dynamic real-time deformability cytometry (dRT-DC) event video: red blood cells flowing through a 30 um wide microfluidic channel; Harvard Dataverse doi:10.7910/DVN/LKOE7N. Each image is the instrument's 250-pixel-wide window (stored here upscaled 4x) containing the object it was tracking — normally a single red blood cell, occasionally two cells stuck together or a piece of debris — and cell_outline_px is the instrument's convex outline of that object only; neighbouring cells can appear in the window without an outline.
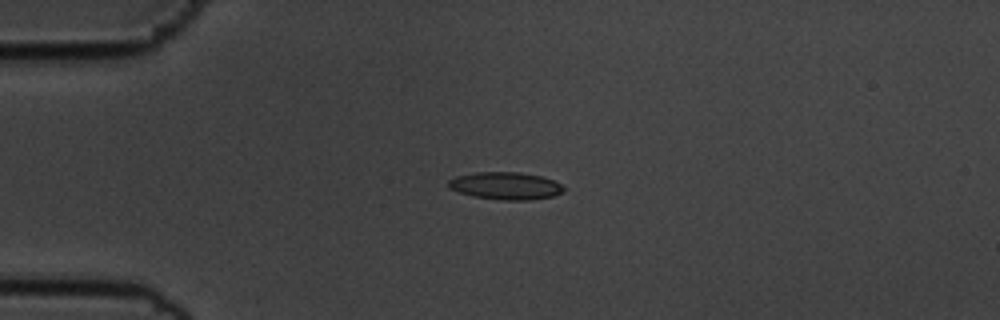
{"species": "common noctule bat (a hibernating species)", "species_latin": "Nyctalus noctula", "temperature_condition": "cold", "stored_images_in_passage": 43, "camera_frame_rate_fps": 3000, "um_per_image_px": 0.085, "animal": {"sex": "male", "body_mass_g": 19.5, "forearm_length_mm": 54.6}, "frame": {"image": 1, "passage_image": 1, "time_ms": 0.0, "image_size_px": [1000, 320], "cell_outline_px": [[564, 192], [552, 196], [528, 200], [500, 200], [472, 196], [448, 188], [448, 180], [456, 176], [476, 172], [516, 172], [540, 176], [552, 180], [560, 184], [564, 188]], "centroid_in_image_um": [42.94, 15.8], "position_along_channel_um": 42.1, "area_um2": 18.32}}
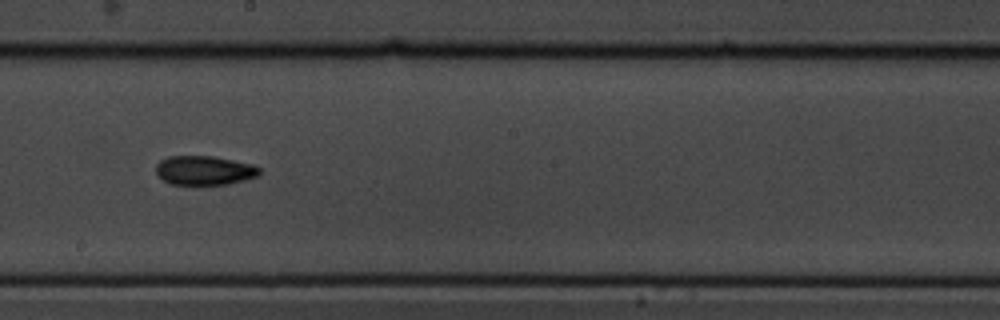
{"frame": {"image": 2, "passage_image": 19, "time_ms": 6.0, "image_size_px": [1000, 320], "cell_outline_px": [[260, 176], [228, 184], [200, 188], [168, 184], [156, 172], [156, 164], [160, 160], [168, 156], [212, 156], [252, 164], [260, 168]], "centroid_in_image_um": [17.35, 14.54], "position_along_channel_um": 230.8, "area_um2": 18.44}}
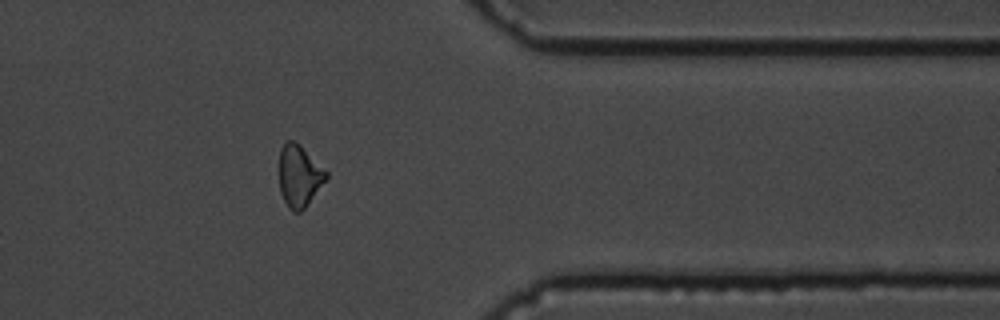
{"frame": {"image": 3, "passage_image": 33, "time_ms": 10.667, "image_size_px": [1000, 320], "cell_outline_px": [[328, 176], [304, 208], [300, 212], [292, 212], [288, 208], [280, 192], [280, 148], [288, 140], [292, 140], [300, 144], [328, 172]], "centroid_in_image_um": [25.43, 14.94], "position_along_channel_um": 386.0, "area_um2": 16.7}, "authors_computed_cell_mechanics": {"area_um2": 17.2244, "velocity_mm_per_s": 3.5922, "shape_relaxation_time_tau1_ms": null, "shape_relaxation_time_tau2_ms": 11.266, "deformation_change_tau1": null, "deformation_change_tau2": 0.2038}}